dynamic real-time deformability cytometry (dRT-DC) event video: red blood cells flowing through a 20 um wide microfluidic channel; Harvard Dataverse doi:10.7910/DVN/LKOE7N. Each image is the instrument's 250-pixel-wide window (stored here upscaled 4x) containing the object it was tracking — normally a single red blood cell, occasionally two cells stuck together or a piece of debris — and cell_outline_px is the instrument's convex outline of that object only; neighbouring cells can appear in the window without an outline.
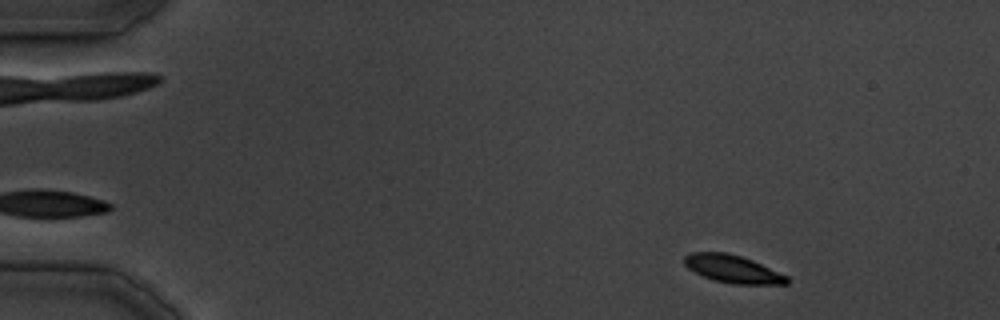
{"species": "common noctule bat (a hibernating species)", "species_latin": "Nyctalus noctula", "temperature_condition": "cold", "stored_images_in_passage": 24, "camera_frame_rate_fps": 3000, "um_per_image_px": 0.085, "animal": {"sex": "male", "body_mass_g": 19.5, "forearm_length_mm": 54.6}, "frame": {"image": 1, "passage_image": 2, "time_ms": 1.333, "image_size_px": [1000, 320], "cell_outline_px": [[792, 280], [788, 284], [732, 284], [712, 280], [688, 268], [684, 264], [684, 256], [692, 252], [728, 252], [752, 260], [788, 276]], "centroid_in_image_um": [62.3, 22.87], "position_along_channel_um": 22.7, "area_um2": 16.65}}
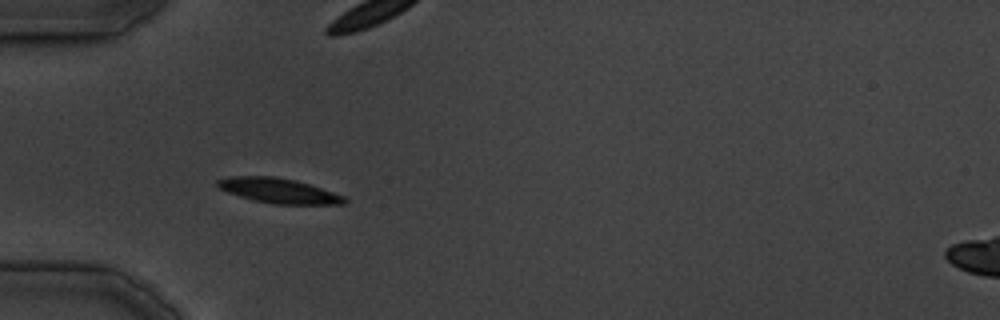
{"frame": {"image": 2, "passage_image": 9, "time_ms": 10.333, "image_size_px": [1000, 320], "cell_outline_px": [[348, 200], [344, 204], [272, 204], [252, 200], [228, 192], [220, 188], [216, 184], [216, 180], [228, 176], [276, 176], [296, 180], [344, 196]], "centroid_in_image_um": [23.66, 16.2], "position_along_channel_um": 61.3, "area_um2": 18.38}}